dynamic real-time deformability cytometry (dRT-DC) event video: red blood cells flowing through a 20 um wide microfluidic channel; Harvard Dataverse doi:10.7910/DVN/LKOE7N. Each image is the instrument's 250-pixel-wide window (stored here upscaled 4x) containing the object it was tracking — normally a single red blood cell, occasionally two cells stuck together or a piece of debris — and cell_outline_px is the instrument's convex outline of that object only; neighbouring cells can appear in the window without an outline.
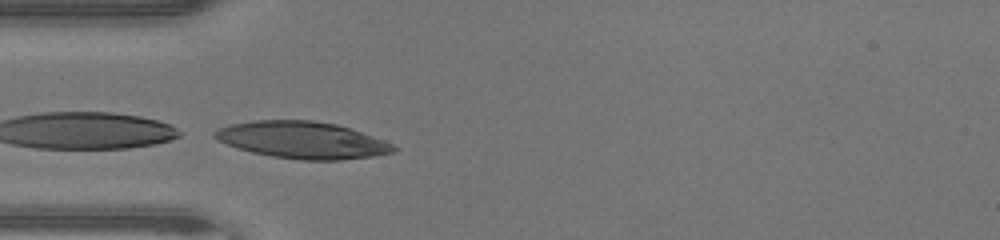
{"species": "human", "species_latin": "Homo sapiens", "temperature_condition": "warm", "stored_images_in_passage": 30, "camera_frame_rate_fps": 3000, "um_per_image_px": 0.085, "donor": {"sex": "male"}, "frame": {"image": 1, "passage_image": 4, "time_ms": 1.0, "image_size_px": [1000, 240], "cell_outline_px": [[400, 148], [396, 152], [372, 156], [340, 160], [300, 160], [272, 156], [252, 152], [228, 144], [212, 136], [212, 132], [220, 128], [232, 124], [252, 120], [312, 120], [336, 124], [384, 140]], "centroid_in_image_um": [25.73, 11.9], "position_along_channel_um": 59.3, "area_um2": 38.21}}
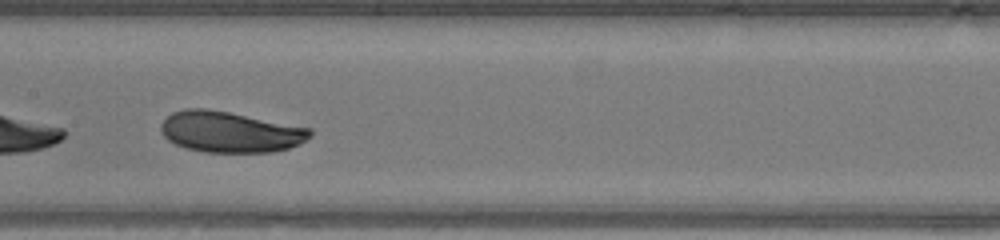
{"frame": {"image": 2, "passage_image": 13, "time_ms": 4.0, "image_size_px": [1000, 240], "cell_outline_px": [[312, 136], [300, 144], [288, 148], [272, 152], [204, 152], [184, 148], [168, 140], [164, 136], [160, 128], [160, 124], [172, 112], [184, 108], [208, 108], [312, 128]], "centroid_in_image_um": [19.56, 11.21], "position_along_channel_um": 187.8, "area_um2": 35.78}}
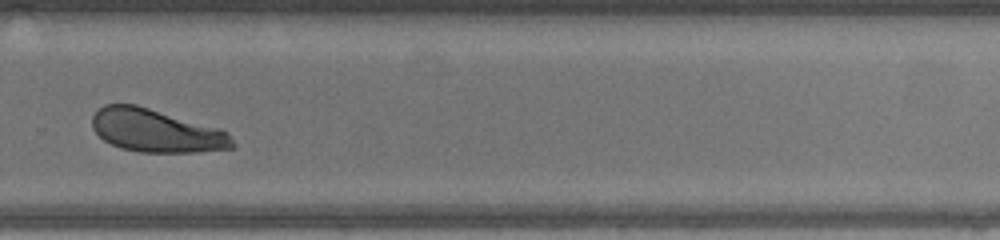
{"frame": {"image": 3, "passage_image": 22, "time_ms": 7.0, "image_size_px": [1000, 240], "cell_outline_px": [[236, 148], [196, 152], [140, 152], [120, 148], [104, 140], [92, 128], [92, 116], [104, 104], [136, 104], [220, 128], [228, 132], [236, 144]], "centroid_in_image_um": [13.31, 11.11], "position_along_channel_um": 316.5, "area_um2": 35.32}, "authors_computed_cell_mechanics": {"area_um2": 35.6337, "velocity_mm_per_s": 4.3043, "shape_relaxation_time_tau1_ms": 2.2959, "shape_relaxation_time_tau2_ms": null, "deformation_change_tau1": 0.119, "deformation_change_tau2": null}}